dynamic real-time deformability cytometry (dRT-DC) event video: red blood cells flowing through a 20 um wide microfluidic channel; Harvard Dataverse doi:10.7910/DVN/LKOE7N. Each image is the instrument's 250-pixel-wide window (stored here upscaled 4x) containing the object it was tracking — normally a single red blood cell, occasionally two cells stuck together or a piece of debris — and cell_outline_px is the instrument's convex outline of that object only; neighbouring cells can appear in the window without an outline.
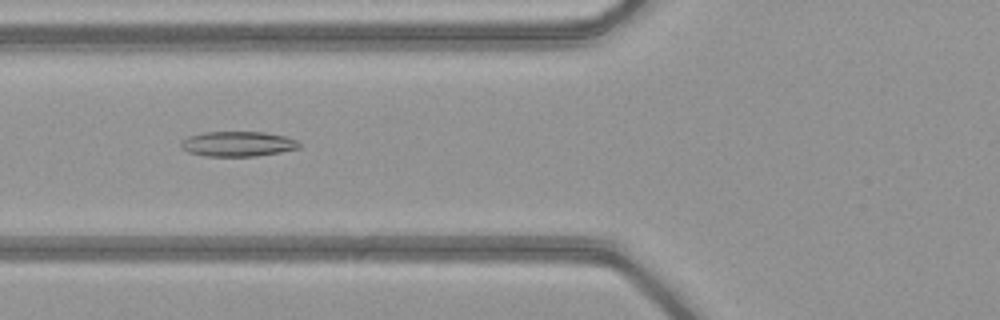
{"species": "common noctule bat (a hibernating species)", "species_latin": "Nyctalus noctula", "temperature_condition": "warm", "stored_images_in_passage": 35, "camera_frame_rate_fps": 3000, "um_per_image_px": 0.085, "animal": {"sex": "female", "body_mass_g": 21.9}, "frame": {"image": 1, "passage_image": 5, "time_ms": 1.333, "image_size_px": [1000, 320], "cell_outline_px": [[300, 148], [280, 152], [256, 156], [204, 156], [188, 152], [180, 148], [180, 144], [188, 136], [204, 132], [264, 132], [284, 136], [296, 140], [300, 144]], "centroid_in_image_um": [20.19, 12.23], "position_along_channel_um": 105.6, "area_um2": 17.22}}
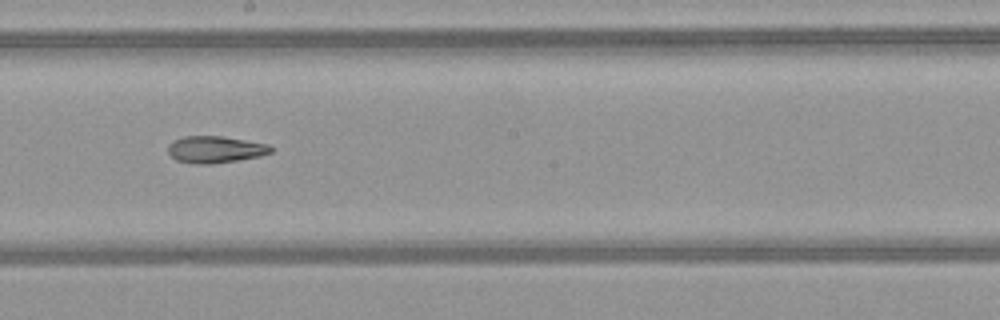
{"frame": {"image": 2, "passage_image": 14, "time_ms": 4.333, "image_size_px": [1000, 320], "cell_outline_px": [[272, 152], [260, 156], [240, 160], [212, 164], [192, 164], [176, 160], [168, 152], [168, 144], [184, 136], [220, 136], [268, 144], [272, 148]], "centroid_in_image_um": [18.29, 12.72], "position_along_channel_um": 229.9, "area_um2": 16.07}}
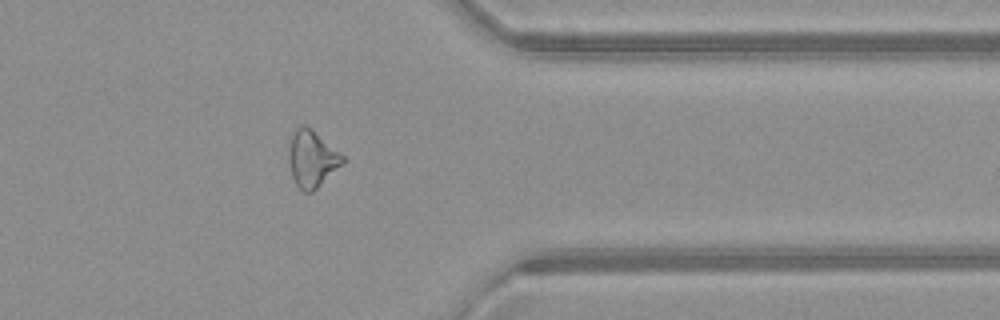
{"frame": {"image": 3, "passage_image": 26, "time_ms": 8.333, "image_size_px": [1000, 320], "cell_outline_px": [[344, 164], [312, 192], [304, 192], [296, 184], [292, 176], [288, 160], [288, 152], [292, 132], [296, 128], [304, 124], [340, 152], [344, 156]], "centroid_in_image_um": [26.51, 13.51], "position_along_channel_um": 384.9, "area_um2": 17.69}, "authors_computed_cell_mechanics": {"area_um2": 16.8776, "velocity_mm_per_s": 4.1189, "shape_relaxation_time_tau1_ms": null, "shape_relaxation_time_tau2_ms": 5.2028, "deformation_change_tau1": null, "deformation_change_tau2": 0.1513}}